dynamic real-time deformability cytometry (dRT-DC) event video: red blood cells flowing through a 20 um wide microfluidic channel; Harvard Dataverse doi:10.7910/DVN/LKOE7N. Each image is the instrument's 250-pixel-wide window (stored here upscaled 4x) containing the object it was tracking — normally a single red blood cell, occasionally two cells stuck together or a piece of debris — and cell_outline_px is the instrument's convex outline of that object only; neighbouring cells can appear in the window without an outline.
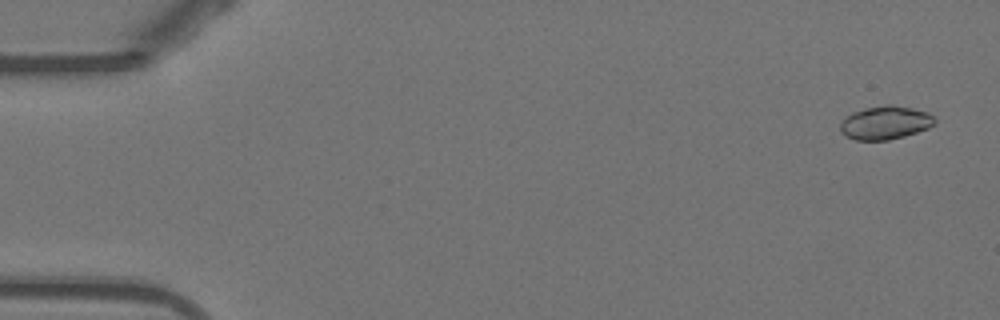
{"species": "Egyptian fruit bat (a non-hibernating species)", "species_latin": "Rousettus aegyptiacus", "temperature_condition": "warm", "stored_images_in_passage": 54, "camera_frame_rate_fps": 3000, "um_per_image_px": 0.085, "animal": {"sex": "female"}, "frame": {"image": 1, "passage_image": 3, "time_ms": 0.667, "image_size_px": [1000, 320], "cell_outline_px": [[936, 120], [928, 128], [904, 136], [888, 140], [856, 140], [844, 136], [840, 132], [840, 124], [852, 112], [864, 108], [888, 104], [892, 104], [912, 108], [928, 112]], "centroid_in_image_um": [75.22, 10.43], "position_along_channel_um": 9.8, "area_um2": 18.32}}
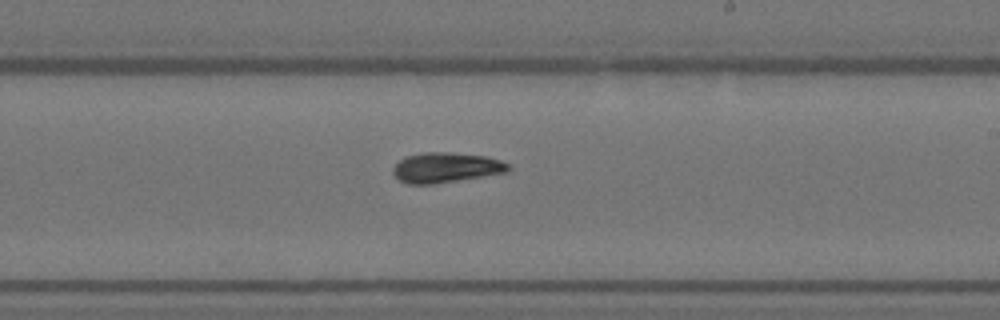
{"frame": {"image": 2, "passage_image": 32, "time_ms": 10.333, "image_size_px": [1000, 320], "cell_outline_px": [[512, 168], [504, 172], [432, 184], [408, 184], [400, 180], [392, 172], [392, 168], [400, 160], [408, 156], [424, 152], [448, 152], [484, 156], [500, 160], [512, 164]], "centroid_in_image_um": [37.9, 14.23], "position_along_channel_um": 251.1, "area_um2": 19.88}}
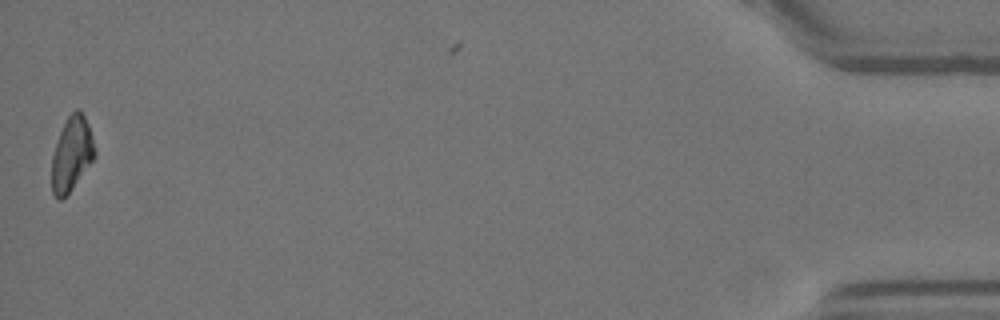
{"frame": {"image": 3, "passage_image": 53, "time_ms": 17.333, "image_size_px": [1000, 320], "cell_outline_px": [[96, 156], [72, 188], [60, 200], [56, 200], [52, 192], [52, 156], [60, 132], [68, 116], [76, 108], [80, 108], [88, 124], [96, 148]], "centroid_in_image_um": [6.1, 13.07], "position_along_channel_um": 429.1, "area_um2": 18.44}, "authors_computed_cell_mechanics": {"area_um2": 19.2474, "velocity_mm_per_s": 3.8844, "shape_relaxation_time_tau1_ms": 3.4271, "shape_relaxation_time_tau2_ms": 2.8041, "deformation_change_tau1": 0.1261, "deformation_change_tau2": 0.0925}}